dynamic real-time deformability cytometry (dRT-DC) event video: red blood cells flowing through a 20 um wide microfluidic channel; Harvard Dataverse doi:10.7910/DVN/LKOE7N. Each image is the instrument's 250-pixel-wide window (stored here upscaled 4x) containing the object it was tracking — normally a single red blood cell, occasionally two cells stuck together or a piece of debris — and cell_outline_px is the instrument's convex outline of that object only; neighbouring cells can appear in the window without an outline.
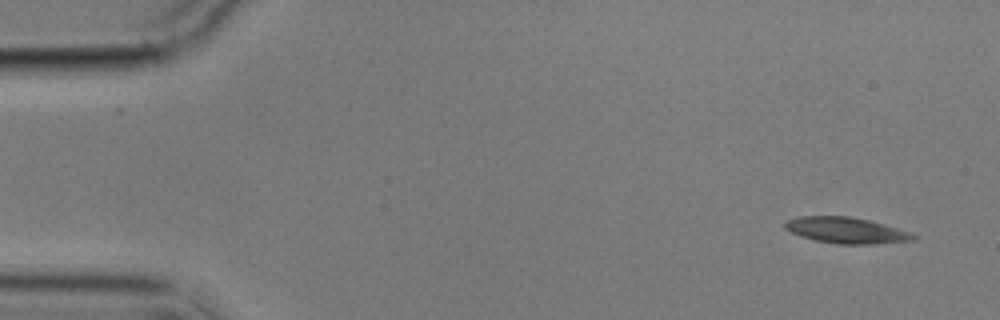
{"species": "common noctule bat (a hibernating species)", "species_latin": "Nyctalus noctula", "temperature_condition": "cold", "stored_images_in_passage": 4, "camera_frame_rate_fps": 3000, "um_per_image_px": 0.085, "animal": {"sex": "male", "body_mass_g": 17.9}, "frame": {"image": 1, "passage_image": 1, "time_ms": 0.0, "image_size_px": [1000, 320], "cell_outline_px": [[916, 236], [912, 240], [876, 244], [836, 244], [816, 240], [800, 236], [784, 228], [784, 220], [800, 216], [848, 216], [868, 220], [884, 224], [912, 232]], "centroid_in_image_um": [71.9, 19.57], "position_along_channel_um": 13.1, "area_um2": 19.48}}